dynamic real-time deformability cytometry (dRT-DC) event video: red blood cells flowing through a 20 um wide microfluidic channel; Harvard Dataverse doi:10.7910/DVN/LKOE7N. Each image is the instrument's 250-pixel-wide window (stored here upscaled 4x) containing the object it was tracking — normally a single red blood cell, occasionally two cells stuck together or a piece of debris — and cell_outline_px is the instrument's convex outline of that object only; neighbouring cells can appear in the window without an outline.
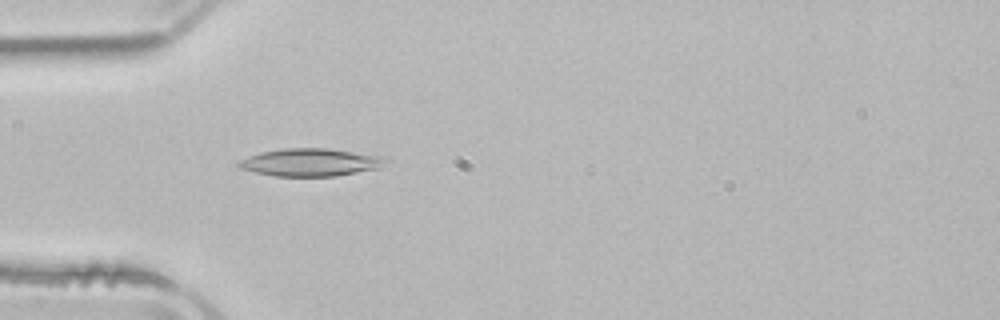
{"species": "common noctule bat (a hibernating species)", "species_latin": "Nyctalus noctula", "temperature_condition": "room temperature", "stored_images_in_passage": 24, "camera_frame_rate_fps": 3000, "um_per_image_px": 0.085, "animal": {"sex": "male", "body_mass_g": 21.5, "forearm_length_mm": 52.0}, "frame": {"image": 1, "passage_image": 1, "time_ms": 0.0, "image_size_px": [1000, 320], "cell_outline_px": [[388, 160], [380, 168], [336, 176], [276, 176], [256, 172], [240, 168], [236, 164], [240, 160], [248, 156], [260, 152], [284, 148], [328, 148], [384, 156]], "centroid_in_image_um": [26.41, 13.79], "position_along_channel_um": 58.6, "area_um2": 23.76}}
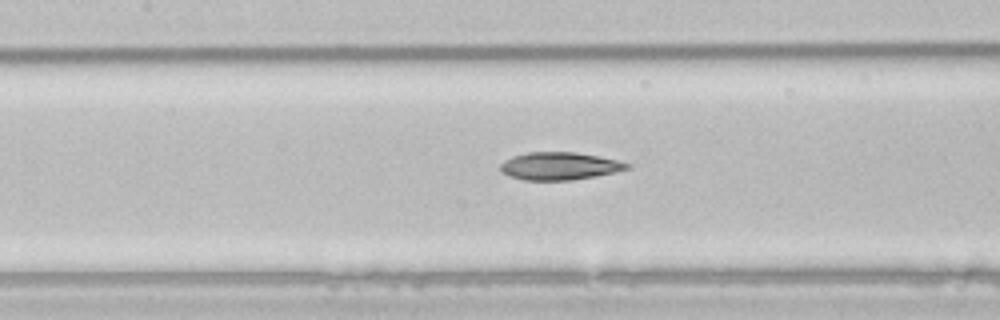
{"frame": {"image": 2, "passage_image": 9, "time_ms": 2.667, "image_size_px": [1000, 320], "cell_outline_px": [[632, 168], [596, 176], [572, 180], [524, 180], [512, 176], [504, 172], [500, 168], [500, 164], [504, 160], [512, 156], [528, 152], [576, 152], [616, 160], [632, 164]], "centroid_in_image_um": [47.58, 14.11], "position_along_channel_um": 159.8, "area_um2": 20.29}}
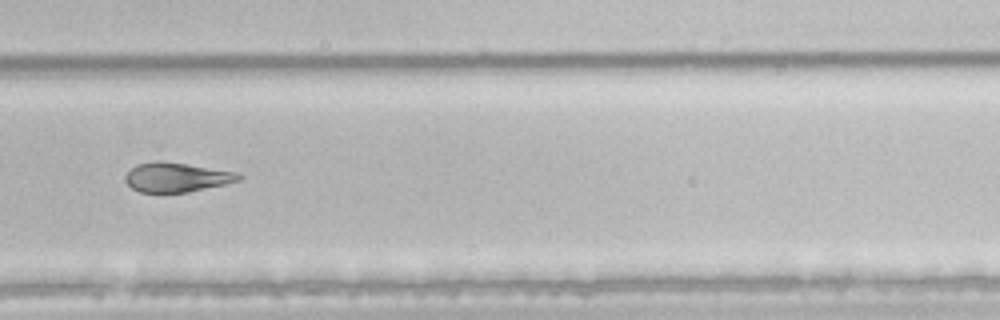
{"frame": {"image": 3, "passage_image": 21, "time_ms": 6.667, "image_size_px": [1000, 320], "cell_outline_px": [[244, 176], [240, 180], [224, 184], [188, 192], [140, 192], [132, 188], [124, 180], [124, 176], [136, 164], [152, 160], [160, 160], [236, 172]], "centroid_in_image_um": [14.97, 15.06], "position_along_channel_um": 314.8, "area_um2": 19.36}}